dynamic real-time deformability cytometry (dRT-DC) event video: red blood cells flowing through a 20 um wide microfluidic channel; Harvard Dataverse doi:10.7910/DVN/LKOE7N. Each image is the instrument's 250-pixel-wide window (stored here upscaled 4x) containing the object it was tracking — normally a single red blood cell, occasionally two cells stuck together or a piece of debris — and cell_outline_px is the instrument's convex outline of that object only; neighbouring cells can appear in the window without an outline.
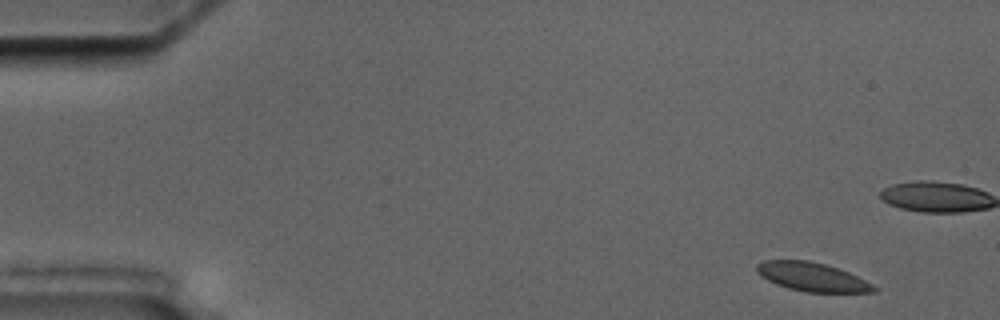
{"species": "common noctule bat (a hibernating species)", "species_latin": "Nyctalus noctula", "temperature_condition": "cold", "stored_images_in_passage": 4, "camera_frame_rate_fps": 3000, "um_per_image_px": 0.085, "animal": {"sex": "male", "body_mass_g": 17.5, "forearm_length_mm": 52.3}, "frame": {"image": 1, "passage_image": 1, "time_ms": 0.0, "image_size_px": [1000, 320], "cell_outline_px": [[880, 288], [876, 292], [804, 292], [788, 288], [776, 284], [768, 280], [756, 272], [756, 264], [764, 260], [808, 260], [824, 264], [848, 272]], "centroid_in_image_um": [69.02, 23.54], "position_along_channel_um": 16.0, "area_um2": 19.54}}